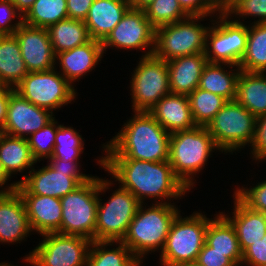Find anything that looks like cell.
<instances>
[{
  "mask_svg": "<svg viewBox=\"0 0 266 266\" xmlns=\"http://www.w3.org/2000/svg\"><path fill=\"white\" fill-rule=\"evenodd\" d=\"M257 126V117L241 104L227 101L206 129L213 137L220 152L233 153L241 148L251 146Z\"/></svg>",
  "mask_w": 266,
  "mask_h": 266,
  "instance_id": "obj_9",
  "label": "cell"
},
{
  "mask_svg": "<svg viewBox=\"0 0 266 266\" xmlns=\"http://www.w3.org/2000/svg\"><path fill=\"white\" fill-rule=\"evenodd\" d=\"M130 7L129 0H94L84 20L90 38L102 42Z\"/></svg>",
  "mask_w": 266,
  "mask_h": 266,
  "instance_id": "obj_23",
  "label": "cell"
},
{
  "mask_svg": "<svg viewBox=\"0 0 266 266\" xmlns=\"http://www.w3.org/2000/svg\"><path fill=\"white\" fill-rule=\"evenodd\" d=\"M103 54L101 41L91 39L84 45L56 54L55 64H59L61 71L58 72L74 87V82L94 70Z\"/></svg>",
  "mask_w": 266,
  "mask_h": 266,
  "instance_id": "obj_19",
  "label": "cell"
},
{
  "mask_svg": "<svg viewBox=\"0 0 266 266\" xmlns=\"http://www.w3.org/2000/svg\"><path fill=\"white\" fill-rule=\"evenodd\" d=\"M57 122L54 118L42 129L27 138L32 156L36 162H40L42 159H49L52 156L55 147L57 125H59Z\"/></svg>",
  "mask_w": 266,
  "mask_h": 266,
  "instance_id": "obj_37",
  "label": "cell"
},
{
  "mask_svg": "<svg viewBox=\"0 0 266 266\" xmlns=\"http://www.w3.org/2000/svg\"><path fill=\"white\" fill-rule=\"evenodd\" d=\"M117 243V244H116ZM116 248L109 249L107 246ZM122 241H92L86 266H141Z\"/></svg>",
  "mask_w": 266,
  "mask_h": 266,
  "instance_id": "obj_31",
  "label": "cell"
},
{
  "mask_svg": "<svg viewBox=\"0 0 266 266\" xmlns=\"http://www.w3.org/2000/svg\"><path fill=\"white\" fill-rule=\"evenodd\" d=\"M210 219L206 231V243L229 258L236 266H241L243 252L231 222L219 211Z\"/></svg>",
  "mask_w": 266,
  "mask_h": 266,
  "instance_id": "obj_25",
  "label": "cell"
},
{
  "mask_svg": "<svg viewBox=\"0 0 266 266\" xmlns=\"http://www.w3.org/2000/svg\"><path fill=\"white\" fill-rule=\"evenodd\" d=\"M207 63L205 53L180 56L167 61L170 93L191 94L198 87Z\"/></svg>",
  "mask_w": 266,
  "mask_h": 266,
  "instance_id": "obj_22",
  "label": "cell"
},
{
  "mask_svg": "<svg viewBox=\"0 0 266 266\" xmlns=\"http://www.w3.org/2000/svg\"><path fill=\"white\" fill-rule=\"evenodd\" d=\"M235 101L256 117L266 114V73L241 71Z\"/></svg>",
  "mask_w": 266,
  "mask_h": 266,
  "instance_id": "obj_27",
  "label": "cell"
},
{
  "mask_svg": "<svg viewBox=\"0 0 266 266\" xmlns=\"http://www.w3.org/2000/svg\"><path fill=\"white\" fill-rule=\"evenodd\" d=\"M28 73L15 35H0V84L14 89Z\"/></svg>",
  "mask_w": 266,
  "mask_h": 266,
  "instance_id": "obj_28",
  "label": "cell"
},
{
  "mask_svg": "<svg viewBox=\"0 0 266 266\" xmlns=\"http://www.w3.org/2000/svg\"><path fill=\"white\" fill-rule=\"evenodd\" d=\"M94 0H67L68 18L84 21Z\"/></svg>",
  "mask_w": 266,
  "mask_h": 266,
  "instance_id": "obj_45",
  "label": "cell"
},
{
  "mask_svg": "<svg viewBox=\"0 0 266 266\" xmlns=\"http://www.w3.org/2000/svg\"><path fill=\"white\" fill-rule=\"evenodd\" d=\"M189 105L196 126L206 127L227 103L222 96L196 88L188 95Z\"/></svg>",
  "mask_w": 266,
  "mask_h": 266,
  "instance_id": "obj_34",
  "label": "cell"
},
{
  "mask_svg": "<svg viewBox=\"0 0 266 266\" xmlns=\"http://www.w3.org/2000/svg\"><path fill=\"white\" fill-rule=\"evenodd\" d=\"M113 184H116L113 180L99 178L95 241H122L140 205L137 198L121 186L112 192L105 203L101 202L103 199L100 195Z\"/></svg>",
  "mask_w": 266,
  "mask_h": 266,
  "instance_id": "obj_6",
  "label": "cell"
},
{
  "mask_svg": "<svg viewBox=\"0 0 266 266\" xmlns=\"http://www.w3.org/2000/svg\"><path fill=\"white\" fill-rule=\"evenodd\" d=\"M176 207L175 204L152 203L150 207L146 208L145 205L144 208V203H140L122 240L140 263H143L150 251L162 252L170 227L180 213Z\"/></svg>",
  "mask_w": 266,
  "mask_h": 266,
  "instance_id": "obj_3",
  "label": "cell"
},
{
  "mask_svg": "<svg viewBox=\"0 0 266 266\" xmlns=\"http://www.w3.org/2000/svg\"><path fill=\"white\" fill-rule=\"evenodd\" d=\"M240 72L241 69L236 65L208 62L202 71L198 88L222 96L227 101H234Z\"/></svg>",
  "mask_w": 266,
  "mask_h": 266,
  "instance_id": "obj_26",
  "label": "cell"
},
{
  "mask_svg": "<svg viewBox=\"0 0 266 266\" xmlns=\"http://www.w3.org/2000/svg\"><path fill=\"white\" fill-rule=\"evenodd\" d=\"M215 15L217 20H210L213 23L206 33L207 61L239 66L246 52L248 25L231 20L223 11Z\"/></svg>",
  "mask_w": 266,
  "mask_h": 266,
  "instance_id": "obj_11",
  "label": "cell"
},
{
  "mask_svg": "<svg viewBox=\"0 0 266 266\" xmlns=\"http://www.w3.org/2000/svg\"><path fill=\"white\" fill-rule=\"evenodd\" d=\"M0 160L3 168L11 178L18 172L24 173L35 167L36 160L33 158L28 140L0 132Z\"/></svg>",
  "mask_w": 266,
  "mask_h": 266,
  "instance_id": "obj_29",
  "label": "cell"
},
{
  "mask_svg": "<svg viewBox=\"0 0 266 266\" xmlns=\"http://www.w3.org/2000/svg\"><path fill=\"white\" fill-rule=\"evenodd\" d=\"M234 194L251 210L266 214V181L257 183L256 186L236 187Z\"/></svg>",
  "mask_w": 266,
  "mask_h": 266,
  "instance_id": "obj_39",
  "label": "cell"
},
{
  "mask_svg": "<svg viewBox=\"0 0 266 266\" xmlns=\"http://www.w3.org/2000/svg\"><path fill=\"white\" fill-rule=\"evenodd\" d=\"M216 150L220 151L204 126L177 131L170 134L169 164L174 174L191 190L196 184L194 176L205 168L208 157Z\"/></svg>",
  "mask_w": 266,
  "mask_h": 266,
  "instance_id": "obj_4",
  "label": "cell"
},
{
  "mask_svg": "<svg viewBox=\"0 0 266 266\" xmlns=\"http://www.w3.org/2000/svg\"><path fill=\"white\" fill-rule=\"evenodd\" d=\"M234 0H220L221 10L224 11Z\"/></svg>",
  "mask_w": 266,
  "mask_h": 266,
  "instance_id": "obj_50",
  "label": "cell"
},
{
  "mask_svg": "<svg viewBox=\"0 0 266 266\" xmlns=\"http://www.w3.org/2000/svg\"><path fill=\"white\" fill-rule=\"evenodd\" d=\"M154 0H129L130 6L135 9L144 10Z\"/></svg>",
  "mask_w": 266,
  "mask_h": 266,
  "instance_id": "obj_49",
  "label": "cell"
},
{
  "mask_svg": "<svg viewBox=\"0 0 266 266\" xmlns=\"http://www.w3.org/2000/svg\"><path fill=\"white\" fill-rule=\"evenodd\" d=\"M250 150L253 160H266V114L257 117L256 134Z\"/></svg>",
  "mask_w": 266,
  "mask_h": 266,
  "instance_id": "obj_42",
  "label": "cell"
},
{
  "mask_svg": "<svg viewBox=\"0 0 266 266\" xmlns=\"http://www.w3.org/2000/svg\"><path fill=\"white\" fill-rule=\"evenodd\" d=\"M79 134L76 128L58 125L54 151L49 159H60L63 162L79 161L85 142Z\"/></svg>",
  "mask_w": 266,
  "mask_h": 266,
  "instance_id": "obj_35",
  "label": "cell"
},
{
  "mask_svg": "<svg viewBox=\"0 0 266 266\" xmlns=\"http://www.w3.org/2000/svg\"><path fill=\"white\" fill-rule=\"evenodd\" d=\"M206 17L189 16L182 21L155 28L153 55L169 61L180 56L204 53L210 24L204 26L200 21Z\"/></svg>",
  "mask_w": 266,
  "mask_h": 266,
  "instance_id": "obj_8",
  "label": "cell"
},
{
  "mask_svg": "<svg viewBox=\"0 0 266 266\" xmlns=\"http://www.w3.org/2000/svg\"><path fill=\"white\" fill-rule=\"evenodd\" d=\"M48 160L50 163L38 170L33 167L29 172L25 171L29 174L22 175V180L17 181L16 190L19 194H34L60 199L93 177L80 171L79 161Z\"/></svg>",
  "mask_w": 266,
  "mask_h": 266,
  "instance_id": "obj_5",
  "label": "cell"
},
{
  "mask_svg": "<svg viewBox=\"0 0 266 266\" xmlns=\"http://www.w3.org/2000/svg\"><path fill=\"white\" fill-rule=\"evenodd\" d=\"M54 116L50 110L32 104L13 91L9 95L6 120L0 132L27 139L51 122Z\"/></svg>",
  "mask_w": 266,
  "mask_h": 266,
  "instance_id": "obj_16",
  "label": "cell"
},
{
  "mask_svg": "<svg viewBox=\"0 0 266 266\" xmlns=\"http://www.w3.org/2000/svg\"><path fill=\"white\" fill-rule=\"evenodd\" d=\"M130 81L133 112H148L170 93L167 61L154 55L139 58Z\"/></svg>",
  "mask_w": 266,
  "mask_h": 266,
  "instance_id": "obj_13",
  "label": "cell"
},
{
  "mask_svg": "<svg viewBox=\"0 0 266 266\" xmlns=\"http://www.w3.org/2000/svg\"><path fill=\"white\" fill-rule=\"evenodd\" d=\"M148 113L170 134L196 127L187 95L169 93Z\"/></svg>",
  "mask_w": 266,
  "mask_h": 266,
  "instance_id": "obj_20",
  "label": "cell"
},
{
  "mask_svg": "<svg viewBox=\"0 0 266 266\" xmlns=\"http://www.w3.org/2000/svg\"><path fill=\"white\" fill-rule=\"evenodd\" d=\"M13 91H14L13 88H8L0 84V129L3 127L5 123L9 95Z\"/></svg>",
  "mask_w": 266,
  "mask_h": 266,
  "instance_id": "obj_46",
  "label": "cell"
},
{
  "mask_svg": "<svg viewBox=\"0 0 266 266\" xmlns=\"http://www.w3.org/2000/svg\"><path fill=\"white\" fill-rule=\"evenodd\" d=\"M29 72L48 71L56 66V55L46 28L25 23L14 32Z\"/></svg>",
  "mask_w": 266,
  "mask_h": 266,
  "instance_id": "obj_17",
  "label": "cell"
},
{
  "mask_svg": "<svg viewBox=\"0 0 266 266\" xmlns=\"http://www.w3.org/2000/svg\"><path fill=\"white\" fill-rule=\"evenodd\" d=\"M178 266H203V265L200 264L197 260H195V261H190V262L180 264Z\"/></svg>",
  "mask_w": 266,
  "mask_h": 266,
  "instance_id": "obj_51",
  "label": "cell"
},
{
  "mask_svg": "<svg viewBox=\"0 0 266 266\" xmlns=\"http://www.w3.org/2000/svg\"><path fill=\"white\" fill-rule=\"evenodd\" d=\"M107 144L102 159L169 161L168 133L148 112H134Z\"/></svg>",
  "mask_w": 266,
  "mask_h": 266,
  "instance_id": "obj_2",
  "label": "cell"
},
{
  "mask_svg": "<svg viewBox=\"0 0 266 266\" xmlns=\"http://www.w3.org/2000/svg\"><path fill=\"white\" fill-rule=\"evenodd\" d=\"M53 51L56 54L84 45L91 40L85 22L64 19L47 28Z\"/></svg>",
  "mask_w": 266,
  "mask_h": 266,
  "instance_id": "obj_30",
  "label": "cell"
},
{
  "mask_svg": "<svg viewBox=\"0 0 266 266\" xmlns=\"http://www.w3.org/2000/svg\"><path fill=\"white\" fill-rule=\"evenodd\" d=\"M22 98L52 113L68 105L76 98V89L57 68L48 71L29 72L14 88Z\"/></svg>",
  "mask_w": 266,
  "mask_h": 266,
  "instance_id": "obj_12",
  "label": "cell"
},
{
  "mask_svg": "<svg viewBox=\"0 0 266 266\" xmlns=\"http://www.w3.org/2000/svg\"><path fill=\"white\" fill-rule=\"evenodd\" d=\"M99 177L93 176L74 191L61 197L60 234L77 235L95 241Z\"/></svg>",
  "mask_w": 266,
  "mask_h": 266,
  "instance_id": "obj_10",
  "label": "cell"
},
{
  "mask_svg": "<svg viewBox=\"0 0 266 266\" xmlns=\"http://www.w3.org/2000/svg\"><path fill=\"white\" fill-rule=\"evenodd\" d=\"M154 38L155 28L150 24L145 11L130 7L101 43L104 53L108 47L137 51L149 49L142 55L146 57L153 55Z\"/></svg>",
  "mask_w": 266,
  "mask_h": 266,
  "instance_id": "obj_15",
  "label": "cell"
},
{
  "mask_svg": "<svg viewBox=\"0 0 266 266\" xmlns=\"http://www.w3.org/2000/svg\"><path fill=\"white\" fill-rule=\"evenodd\" d=\"M223 12L231 19L237 15L238 19L232 20L238 23H241L240 18L244 20V17L246 19L249 16L259 18L252 24L266 23V0H234Z\"/></svg>",
  "mask_w": 266,
  "mask_h": 266,
  "instance_id": "obj_38",
  "label": "cell"
},
{
  "mask_svg": "<svg viewBox=\"0 0 266 266\" xmlns=\"http://www.w3.org/2000/svg\"><path fill=\"white\" fill-rule=\"evenodd\" d=\"M244 264H248L247 266H266V234L243 252L241 266Z\"/></svg>",
  "mask_w": 266,
  "mask_h": 266,
  "instance_id": "obj_43",
  "label": "cell"
},
{
  "mask_svg": "<svg viewBox=\"0 0 266 266\" xmlns=\"http://www.w3.org/2000/svg\"><path fill=\"white\" fill-rule=\"evenodd\" d=\"M10 264L11 263L8 264V263H5V262H2V263H0V266H14V265H12V264L10 265Z\"/></svg>",
  "mask_w": 266,
  "mask_h": 266,
  "instance_id": "obj_52",
  "label": "cell"
},
{
  "mask_svg": "<svg viewBox=\"0 0 266 266\" xmlns=\"http://www.w3.org/2000/svg\"><path fill=\"white\" fill-rule=\"evenodd\" d=\"M31 232L26 206L18 191L0 193V244L21 243Z\"/></svg>",
  "mask_w": 266,
  "mask_h": 266,
  "instance_id": "obj_18",
  "label": "cell"
},
{
  "mask_svg": "<svg viewBox=\"0 0 266 266\" xmlns=\"http://www.w3.org/2000/svg\"><path fill=\"white\" fill-rule=\"evenodd\" d=\"M144 11L154 28L173 24L189 17L177 0H154Z\"/></svg>",
  "mask_w": 266,
  "mask_h": 266,
  "instance_id": "obj_36",
  "label": "cell"
},
{
  "mask_svg": "<svg viewBox=\"0 0 266 266\" xmlns=\"http://www.w3.org/2000/svg\"><path fill=\"white\" fill-rule=\"evenodd\" d=\"M97 164L110 173L108 175H111L115 182L118 181L122 188L130 191L140 203H145L150 197L154 203L173 204L171 199L180 200L187 191L189 193V189L174 174L169 161L149 162L99 157Z\"/></svg>",
  "mask_w": 266,
  "mask_h": 266,
  "instance_id": "obj_1",
  "label": "cell"
},
{
  "mask_svg": "<svg viewBox=\"0 0 266 266\" xmlns=\"http://www.w3.org/2000/svg\"><path fill=\"white\" fill-rule=\"evenodd\" d=\"M197 261L203 266H236L223 253L214 251L206 242L198 254Z\"/></svg>",
  "mask_w": 266,
  "mask_h": 266,
  "instance_id": "obj_44",
  "label": "cell"
},
{
  "mask_svg": "<svg viewBox=\"0 0 266 266\" xmlns=\"http://www.w3.org/2000/svg\"><path fill=\"white\" fill-rule=\"evenodd\" d=\"M18 12L24 17L36 0H11Z\"/></svg>",
  "mask_w": 266,
  "mask_h": 266,
  "instance_id": "obj_48",
  "label": "cell"
},
{
  "mask_svg": "<svg viewBox=\"0 0 266 266\" xmlns=\"http://www.w3.org/2000/svg\"><path fill=\"white\" fill-rule=\"evenodd\" d=\"M189 16H211L220 13V0H177Z\"/></svg>",
  "mask_w": 266,
  "mask_h": 266,
  "instance_id": "obj_41",
  "label": "cell"
},
{
  "mask_svg": "<svg viewBox=\"0 0 266 266\" xmlns=\"http://www.w3.org/2000/svg\"><path fill=\"white\" fill-rule=\"evenodd\" d=\"M23 261L32 266H86L92 241L77 235L47 233Z\"/></svg>",
  "mask_w": 266,
  "mask_h": 266,
  "instance_id": "obj_14",
  "label": "cell"
},
{
  "mask_svg": "<svg viewBox=\"0 0 266 266\" xmlns=\"http://www.w3.org/2000/svg\"><path fill=\"white\" fill-rule=\"evenodd\" d=\"M9 179L11 178L8 176V174L4 170L2 162L0 160V187H1L0 193H9V192L16 191L17 185H18L16 181L9 184L5 188L4 185L8 183Z\"/></svg>",
  "mask_w": 266,
  "mask_h": 266,
  "instance_id": "obj_47",
  "label": "cell"
},
{
  "mask_svg": "<svg viewBox=\"0 0 266 266\" xmlns=\"http://www.w3.org/2000/svg\"><path fill=\"white\" fill-rule=\"evenodd\" d=\"M67 18V0H36L23 17V23L47 29L50 25Z\"/></svg>",
  "mask_w": 266,
  "mask_h": 266,
  "instance_id": "obj_33",
  "label": "cell"
},
{
  "mask_svg": "<svg viewBox=\"0 0 266 266\" xmlns=\"http://www.w3.org/2000/svg\"><path fill=\"white\" fill-rule=\"evenodd\" d=\"M239 68L245 72L266 73V23H250L246 52Z\"/></svg>",
  "mask_w": 266,
  "mask_h": 266,
  "instance_id": "obj_32",
  "label": "cell"
},
{
  "mask_svg": "<svg viewBox=\"0 0 266 266\" xmlns=\"http://www.w3.org/2000/svg\"><path fill=\"white\" fill-rule=\"evenodd\" d=\"M15 18H19V20L13 24L12 20L14 21ZM22 23L23 16L12 1L0 0V35H13Z\"/></svg>",
  "mask_w": 266,
  "mask_h": 266,
  "instance_id": "obj_40",
  "label": "cell"
},
{
  "mask_svg": "<svg viewBox=\"0 0 266 266\" xmlns=\"http://www.w3.org/2000/svg\"><path fill=\"white\" fill-rule=\"evenodd\" d=\"M179 213L174 219L164 248L160 255L161 266H178L197 260L206 241L209 218L202 212H193L182 217Z\"/></svg>",
  "mask_w": 266,
  "mask_h": 266,
  "instance_id": "obj_7",
  "label": "cell"
},
{
  "mask_svg": "<svg viewBox=\"0 0 266 266\" xmlns=\"http://www.w3.org/2000/svg\"><path fill=\"white\" fill-rule=\"evenodd\" d=\"M27 211L32 232L40 235L60 233L62 222L61 200L56 197L20 194Z\"/></svg>",
  "mask_w": 266,
  "mask_h": 266,
  "instance_id": "obj_21",
  "label": "cell"
},
{
  "mask_svg": "<svg viewBox=\"0 0 266 266\" xmlns=\"http://www.w3.org/2000/svg\"><path fill=\"white\" fill-rule=\"evenodd\" d=\"M232 217L221 212L233 225L242 252L266 234V214L251 210L235 194Z\"/></svg>",
  "mask_w": 266,
  "mask_h": 266,
  "instance_id": "obj_24",
  "label": "cell"
}]
</instances>
